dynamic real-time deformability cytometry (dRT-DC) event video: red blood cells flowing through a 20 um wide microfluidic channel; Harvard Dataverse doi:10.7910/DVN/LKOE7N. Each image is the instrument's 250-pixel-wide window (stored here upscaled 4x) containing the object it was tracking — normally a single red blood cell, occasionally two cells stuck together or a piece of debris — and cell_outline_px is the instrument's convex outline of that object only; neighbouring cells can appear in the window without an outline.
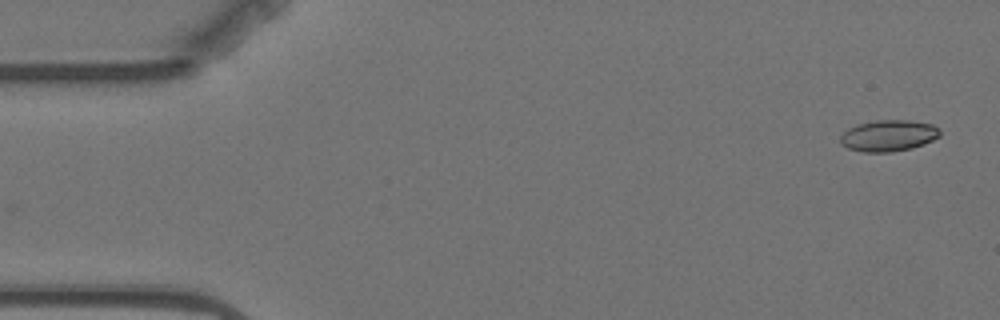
{"species": "Egyptian fruit bat (a non-hibernating species)", "species_latin": "Rousettus aegyptiacus", "temperature_condition": "warm", "stored_images_in_passage": 2, "camera_frame_rate_fps": 3000, "um_per_image_px": 0.085, "animal": {"sex": "female"}, "frame": {"image": 1, "passage_image": 2, "time_ms": 1.0, "image_size_px": [1000, 320], "cell_outline_px": [[940, 136], [924, 144], [912, 148], [892, 152], [864, 152], [848, 148], [840, 144], [840, 136], [848, 128], [856, 124], [876, 120], [908, 120], [932, 124], [940, 128]], "centroid_in_image_um": [75.52, 11.53], "position_along_channel_um": 9.5, "area_um2": 18.32}}